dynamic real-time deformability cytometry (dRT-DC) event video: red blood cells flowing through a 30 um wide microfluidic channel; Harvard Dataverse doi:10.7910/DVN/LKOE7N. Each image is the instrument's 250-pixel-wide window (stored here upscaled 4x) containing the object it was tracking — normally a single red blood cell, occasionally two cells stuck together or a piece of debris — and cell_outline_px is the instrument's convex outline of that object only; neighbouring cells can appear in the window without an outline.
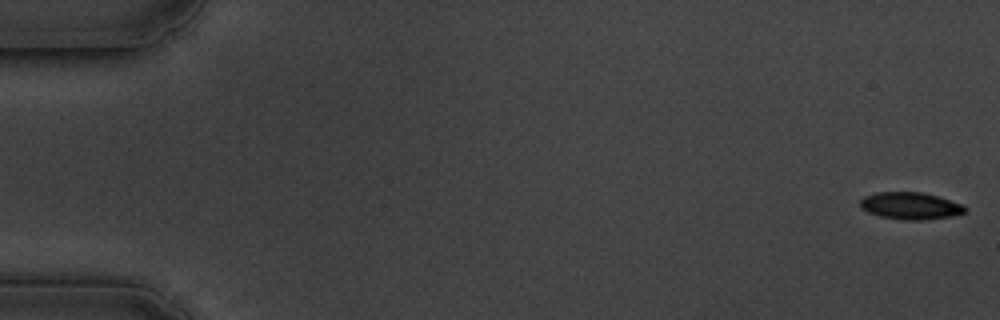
{"species": "common noctule bat (a hibernating species)", "species_latin": "Nyctalus noctula", "temperature_condition": "cold", "stored_images_in_passage": 16, "camera_frame_rate_fps": 3000, "um_per_image_px": 0.085, "animal": {"sex": "male", "body_mass_g": 19.5, "forearm_length_mm": 54.6}, "frame": {"image": 1, "passage_image": 1, "time_ms": 0.0, "image_size_px": [1000, 320], "cell_outline_px": [[968, 208], [964, 212], [952, 216], [924, 220], [900, 220], [880, 216], [868, 212], [860, 208], [860, 200], [864, 196], [876, 192], [920, 192], [936, 196], [964, 204]], "centroid_in_image_um": [77.37, 17.5], "position_along_channel_um": 7.6, "area_um2": 16.65}}